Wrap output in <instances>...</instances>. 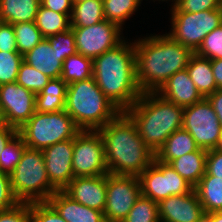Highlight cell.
I'll list each match as a JSON object with an SVG mask.
<instances>
[{"label": "cell", "mask_w": 222, "mask_h": 222, "mask_svg": "<svg viewBox=\"0 0 222 222\" xmlns=\"http://www.w3.org/2000/svg\"><path fill=\"white\" fill-rule=\"evenodd\" d=\"M211 67L217 89H222V59L211 60Z\"/></svg>", "instance_id": "7dc6e473"}, {"label": "cell", "mask_w": 222, "mask_h": 222, "mask_svg": "<svg viewBox=\"0 0 222 222\" xmlns=\"http://www.w3.org/2000/svg\"><path fill=\"white\" fill-rule=\"evenodd\" d=\"M139 180L142 195L157 203L169 196L183 195L194 190L169 164L155 158L139 175Z\"/></svg>", "instance_id": "9c48e42d"}, {"label": "cell", "mask_w": 222, "mask_h": 222, "mask_svg": "<svg viewBox=\"0 0 222 222\" xmlns=\"http://www.w3.org/2000/svg\"><path fill=\"white\" fill-rule=\"evenodd\" d=\"M30 221L66 222L48 201L30 203Z\"/></svg>", "instance_id": "74e56055"}, {"label": "cell", "mask_w": 222, "mask_h": 222, "mask_svg": "<svg viewBox=\"0 0 222 222\" xmlns=\"http://www.w3.org/2000/svg\"><path fill=\"white\" fill-rule=\"evenodd\" d=\"M204 222H222V211L205 214Z\"/></svg>", "instance_id": "c3c4849f"}, {"label": "cell", "mask_w": 222, "mask_h": 222, "mask_svg": "<svg viewBox=\"0 0 222 222\" xmlns=\"http://www.w3.org/2000/svg\"><path fill=\"white\" fill-rule=\"evenodd\" d=\"M121 222H160L157 202L141 194Z\"/></svg>", "instance_id": "d6a6232c"}, {"label": "cell", "mask_w": 222, "mask_h": 222, "mask_svg": "<svg viewBox=\"0 0 222 222\" xmlns=\"http://www.w3.org/2000/svg\"><path fill=\"white\" fill-rule=\"evenodd\" d=\"M219 10L221 11V14H222V0H220L219 2Z\"/></svg>", "instance_id": "f5cc1de1"}, {"label": "cell", "mask_w": 222, "mask_h": 222, "mask_svg": "<svg viewBox=\"0 0 222 222\" xmlns=\"http://www.w3.org/2000/svg\"><path fill=\"white\" fill-rule=\"evenodd\" d=\"M123 40L116 47L93 59V77L109 101L121 112L141 96L136 79L134 42Z\"/></svg>", "instance_id": "7a4b0ae2"}, {"label": "cell", "mask_w": 222, "mask_h": 222, "mask_svg": "<svg viewBox=\"0 0 222 222\" xmlns=\"http://www.w3.org/2000/svg\"><path fill=\"white\" fill-rule=\"evenodd\" d=\"M104 18L118 24L121 28L138 9L142 0H102Z\"/></svg>", "instance_id": "f546056e"}, {"label": "cell", "mask_w": 222, "mask_h": 222, "mask_svg": "<svg viewBox=\"0 0 222 222\" xmlns=\"http://www.w3.org/2000/svg\"><path fill=\"white\" fill-rule=\"evenodd\" d=\"M215 150L222 152V130H221V135L219 137L218 144L215 147Z\"/></svg>", "instance_id": "681fc988"}, {"label": "cell", "mask_w": 222, "mask_h": 222, "mask_svg": "<svg viewBox=\"0 0 222 222\" xmlns=\"http://www.w3.org/2000/svg\"><path fill=\"white\" fill-rule=\"evenodd\" d=\"M50 80L51 78L23 61L20 64L16 82L24 88L37 94L41 92V90Z\"/></svg>", "instance_id": "836d02e7"}, {"label": "cell", "mask_w": 222, "mask_h": 222, "mask_svg": "<svg viewBox=\"0 0 222 222\" xmlns=\"http://www.w3.org/2000/svg\"><path fill=\"white\" fill-rule=\"evenodd\" d=\"M206 99L214 109L222 127V89H217L214 93L207 96Z\"/></svg>", "instance_id": "f6af8a7d"}, {"label": "cell", "mask_w": 222, "mask_h": 222, "mask_svg": "<svg viewBox=\"0 0 222 222\" xmlns=\"http://www.w3.org/2000/svg\"><path fill=\"white\" fill-rule=\"evenodd\" d=\"M183 109L156 92H147L125 113L135 123L144 144L155 154L174 131L182 128Z\"/></svg>", "instance_id": "277c9868"}, {"label": "cell", "mask_w": 222, "mask_h": 222, "mask_svg": "<svg viewBox=\"0 0 222 222\" xmlns=\"http://www.w3.org/2000/svg\"><path fill=\"white\" fill-rule=\"evenodd\" d=\"M72 168L74 177L108 174L105 145L99 131L81 130L74 137Z\"/></svg>", "instance_id": "30bf717a"}, {"label": "cell", "mask_w": 222, "mask_h": 222, "mask_svg": "<svg viewBox=\"0 0 222 222\" xmlns=\"http://www.w3.org/2000/svg\"><path fill=\"white\" fill-rule=\"evenodd\" d=\"M48 39L53 50H55L64 60L69 56L78 53L75 44V35L72 28L57 33Z\"/></svg>", "instance_id": "8d00e7d4"}, {"label": "cell", "mask_w": 222, "mask_h": 222, "mask_svg": "<svg viewBox=\"0 0 222 222\" xmlns=\"http://www.w3.org/2000/svg\"><path fill=\"white\" fill-rule=\"evenodd\" d=\"M186 69L196 89L204 98L217 90L210 59L194 54Z\"/></svg>", "instance_id": "d4e9b609"}, {"label": "cell", "mask_w": 222, "mask_h": 222, "mask_svg": "<svg viewBox=\"0 0 222 222\" xmlns=\"http://www.w3.org/2000/svg\"><path fill=\"white\" fill-rule=\"evenodd\" d=\"M105 20L102 0L74 3L71 27H88Z\"/></svg>", "instance_id": "83f0119b"}, {"label": "cell", "mask_w": 222, "mask_h": 222, "mask_svg": "<svg viewBox=\"0 0 222 222\" xmlns=\"http://www.w3.org/2000/svg\"><path fill=\"white\" fill-rule=\"evenodd\" d=\"M23 55L18 51H0V85L16 82Z\"/></svg>", "instance_id": "e575fe53"}, {"label": "cell", "mask_w": 222, "mask_h": 222, "mask_svg": "<svg viewBox=\"0 0 222 222\" xmlns=\"http://www.w3.org/2000/svg\"><path fill=\"white\" fill-rule=\"evenodd\" d=\"M195 54L210 60L222 59V24L203 39Z\"/></svg>", "instance_id": "d590c367"}, {"label": "cell", "mask_w": 222, "mask_h": 222, "mask_svg": "<svg viewBox=\"0 0 222 222\" xmlns=\"http://www.w3.org/2000/svg\"><path fill=\"white\" fill-rule=\"evenodd\" d=\"M18 203L11 188L10 176L0 171V211L11 209Z\"/></svg>", "instance_id": "ab89813d"}, {"label": "cell", "mask_w": 222, "mask_h": 222, "mask_svg": "<svg viewBox=\"0 0 222 222\" xmlns=\"http://www.w3.org/2000/svg\"><path fill=\"white\" fill-rule=\"evenodd\" d=\"M23 61L51 79L61 77L64 59L53 50L48 38L23 55Z\"/></svg>", "instance_id": "ffe728a7"}, {"label": "cell", "mask_w": 222, "mask_h": 222, "mask_svg": "<svg viewBox=\"0 0 222 222\" xmlns=\"http://www.w3.org/2000/svg\"><path fill=\"white\" fill-rule=\"evenodd\" d=\"M157 204L160 222H204L205 212L195 190L169 196Z\"/></svg>", "instance_id": "2e32d148"}, {"label": "cell", "mask_w": 222, "mask_h": 222, "mask_svg": "<svg viewBox=\"0 0 222 222\" xmlns=\"http://www.w3.org/2000/svg\"><path fill=\"white\" fill-rule=\"evenodd\" d=\"M205 174L222 179V152L215 149L207 150Z\"/></svg>", "instance_id": "7bdbcfd3"}, {"label": "cell", "mask_w": 222, "mask_h": 222, "mask_svg": "<svg viewBox=\"0 0 222 222\" xmlns=\"http://www.w3.org/2000/svg\"><path fill=\"white\" fill-rule=\"evenodd\" d=\"M139 176L107 174L104 217L106 222H121L141 195Z\"/></svg>", "instance_id": "7c38bea8"}, {"label": "cell", "mask_w": 222, "mask_h": 222, "mask_svg": "<svg viewBox=\"0 0 222 222\" xmlns=\"http://www.w3.org/2000/svg\"><path fill=\"white\" fill-rule=\"evenodd\" d=\"M134 41L136 79L142 93L157 92L173 74L186 69L195 54L167 33Z\"/></svg>", "instance_id": "6da1fadb"}, {"label": "cell", "mask_w": 222, "mask_h": 222, "mask_svg": "<svg viewBox=\"0 0 222 222\" xmlns=\"http://www.w3.org/2000/svg\"><path fill=\"white\" fill-rule=\"evenodd\" d=\"M0 222H31L30 203L20 202L11 209L0 211Z\"/></svg>", "instance_id": "60d3db41"}, {"label": "cell", "mask_w": 222, "mask_h": 222, "mask_svg": "<svg viewBox=\"0 0 222 222\" xmlns=\"http://www.w3.org/2000/svg\"><path fill=\"white\" fill-rule=\"evenodd\" d=\"M205 214L222 211V179L204 174L194 187Z\"/></svg>", "instance_id": "484cf974"}, {"label": "cell", "mask_w": 222, "mask_h": 222, "mask_svg": "<svg viewBox=\"0 0 222 222\" xmlns=\"http://www.w3.org/2000/svg\"><path fill=\"white\" fill-rule=\"evenodd\" d=\"M174 6L179 11L198 13L206 10L219 9L220 0H174Z\"/></svg>", "instance_id": "f35d334b"}, {"label": "cell", "mask_w": 222, "mask_h": 222, "mask_svg": "<svg viewBox=\"0 0 222 222\" xmlns=\"http://www.w3.org/2000/svg\"><path fill=\"white\" fill-rule=\"evenodd\" d=\"M48 202L66 222H106L102 211L80 204L63 190H57Z\"/></svg>", "instance_id": "d6986e66"}, {"label": "cell", "mask_w": 222, "mask_h": 222, "mask_svg": "<svg viewBox=\"0 0 222 222\" xmlns=\"http://www.w3.org/2000/svg\"><path fill=\"white\" fill-rule=\"evenodd\" d=\"M73 148L74 139H69L42 150L47 176L57 190H63L74 178Z\"/></svg>", "instance_id": "9a60e30c"}, {"label": "cell", "mask_w": 222, "mask_h": 222, "mask_svg": "<svg viewBox=\"0 0 222 222\" xmlns=\"http://www.w3.org/2000/svg\"><path fill=\"white\" fill-rule=\"evenodd\" d=\"M80 131L72 117L65 110H60L52 113L35 111L18 133L27 148L43 150L58 142L74 139Z\"/></svg>", "instance_id": "52a82bcc"}, {"label": "cell", "mask_w": 222, "mask_h": 222, "mask_svg": "<svg viewBox=\"0 0 222 222\" xmlns=\"http://www.w3.org/2000/svg\"><path fill=\"white\" fill-rule=\"evenodd\" d=\"M172 6V28L167 34L194 53L202 44L203 39L222 24V14L219 9L189 13L179 11L174 5Z\"/></svg>", "instance_id": "ba28073f"}, {"label": "cell", "mask_w": 222, "mask_h": 222, "mask_svg": "<svg viewBox=\"0 0 222 222\" xmlns=\"http://www.w3.org/2000/svg\"><path fill=\"white\" fill-rule=\"evenodd\" d=\"M0 108L5 124L19 130L36 111V94L17 82L0 85Z\"/></svg>", "instance_id": "5bb4252c"}, {"label": "cell", "mask_w": 222, "mask_h": 222, "mask_svg": "<svg viewBox=\"0 0 222 222\" xmlns=\"http://www.w3.org/2000/svg\"><path fill=\"white\" fill-rule=\"evenodd\" d=\"M9 176L11 188L19 202L48 201L57 191L47 176L42 150L26 148Z\"/></svg>", "instance_id": "8992f818"}, {"label": "cell", "mask_w": 222, "mask_h": 222, "mask_svg": "<svg viewBox=\"0 0 222 222\" xmlns=\"http://www.w3.org/2000/svg\"><path fill=\"white\" fill-rule=\"evenodd\" d=\"M5 122H4V118H3V114H2V111H1V108H0V128L5 126Z\"/></svg>", "instance_id": "f907efd6"}, {"label": "cell", "mask_w": 222, "mask_h": 222, "mask_svg": "<svg viewBox=\"0 0 222 222\" xmlns=\"http://www.w3.org/2000/svg\"><path fill=\"white\" fill-rule=\"evenodd\" d=\"M40 5V0H0V20L12 25L34 22Z\"/></svg>", "instance_id": "cb8c5ba5"}, {"label": "cell", "mask_w": 222, "mask_h": 222, "mask_svg": "<svg viewBox=\"0 0 222 222\" xmlns=\"http://www.w3.org/2000/svg\"><path fill=\"white\" fill-rule=\"evenodd\" d=\"M34 22L43 38L52 37L71 28V18L67 14L54 12L41 5Z\"/></svg>", "instance_id": "4316f807"}, {"label": "cell", "mask_w": 222, "mask_h": 222, "mask_svg": "<svg viewBox=\"0 0 222 222\" xmlns=\"http://www.w3.org/2000/svg\"><path fill=\"white\" fill-rule=\"evenodd\" d=\"M65 111L85 131H98L121 112L97 86L94 77L68 84Z\"/></svg>", "instance_id": "5b68a950"}, {"label": "cell", "mask_w": 222, "mask_h": 222, "mask_svg": "<svg viewBox=\"0 0 222 222\" xmlns=\"http://www.w3.org/2000/svg\"><path fill=\"white\" fill-rule=\"evenodd\" d=\"M41 6L54 12L67 14L70 18L73 11L72 0H40Z\"/></svg>", "instance_id": "ee69618b"}, {"label": "cell", "mask_w": 222, "mask_h": 222, "mask_svg": "<svg viewBox=\"0 0 222 222\" xmlns=\"http://www.w3.org/2000/svg\"><path fill=\"white\" fill-rule=\"evenodd\" d=\"M71 28L75 35L77 52L92 60L107 50L116 47L124 39L120 36L122 35V28L118 24L107 20L88 27Z\"/></svg>", "instance_id": "4fadbf2b"}, {"label": "cell", "mask_w": 222, "mask_h": 222, "mask_svg": "<svg viewBox=\"0 0 222 222\" xmlns=\"http://www.w3.org/2000/svg\"><path fill=\"white\" fill-rule=\"evenodd\" d=\"M68 84L61 78L51 79L48 84L36 94V111L52 113L65 110Z\"/></svg>", "instance_id": "603a6c76"}, {"label": "cell", "mask_w": 222, "mask_h": 222, "mask_svg": "<svg viewBox=\"0 0 222 222\" xmlns=\"http://www.w3.org/2000/svg\"><path fill=\"white\" fill-rule=\"evenodd\" d=\"M207 150L198 148L196 151L172 160L169 165L193 187L205 174Z\"/></svg>", "instance_id": "7402d4cb"}, {"label": "cell", "mask_w": 222, "mask_h": 222, "mask_svg": "<svg viewBox=\"0 0 222 222\" xmlns=\"http://www.w3.org/2000/svg\"><path fill=\"white\" fill-rule=\"evenodd\" d=\"M18 133V129L5 125L0 128V155L9 141Z\"/></svg>", "instance_id": "bcb514c9"}, {"label": "cell", "mask_w": 222, "mask_h": 222, "mask_svg": "<svg viewBox=\"0 0 222 222\" xmlns=\"http://www.w3.org/2000/svg\"><path fill=\"white\" fill-rule=\"evenodd\" d=\"M98 131L104 141L110 174L139 176L153 162L155 154L144 144L135 123L125 112Z\"/></svg>", "instance_id": "3957f363"}, {"label": "cell", "mask_w": 222, "mask_h": 222, "mask_svg": "<svg viewBox=\"0 0 222 222\" xmlns=\"http://www.w3.org/2000/svg\"><path fill=\"white\" fill-rule=\"evenodd\" d=\"M93 77V60L79 53L66 58L62 65L61 79L71 84Z\"/></svg>", "instance_id": "f1b7e54d"}, {"label": "cell", "mask_w": 222, "mask_h": 222, "mask_svg": "<svg viewBox=\"0 0 222 222\" xmlns=\"http://www.w3.org/2000/svg\"><path fill=\"white\" fill-rule=\"evenodd\" d=\"M156 93L164 99L183 108L191 106L204 99L196 89L187 69L173 74Z\"/></svg>", "instance_id": "ac0fdd59"}, {"label": "cell", "mask_w": 222, "mask_h": 222, "mask_svg": "<svg viewBox=\"0 0 222 222\" xmlns=\"http://www.w3.org/2000/svg\"><path fill=\"white\" fill-rule=\"evenodd\" d=\"M202 149H215L221 135V124L209 101L204 98L183 109V125Z\"/></svg>", "instance_id": "8fae6325"}, {"label": "cell", "mask_w": 222, "mask_h": 222, "mask_svg": "<svg viewBox=\"0 0 222 222\" xmlns=\"http://www.w3.org/2000/svg\"><path fill=\"white\" fill-rule=\"evenodd\" d=\"M13 29L17 50L22 55H25L28 51L32 50L43 39L35 22L13 24Z\"/></svg>", "instance_id": "4dcf8cb0"}, {"label": "cell", "mask_w": 222, "mask_h": 222, "mask_svg": "<svg viewBox=\"0 0 222 222\" xmlns=\"http://www.w3.org/2000/svg\"><path fill=\"white\" fill-rule=\"evenodd\" d=\"M63 191L80 204L104 212L106 206L107 174L74 177Z\"/></svg>", "instance_id": "e0dca14e"}, {"label": "cell", "mask_w": 222, "mask_h": 222, "mask_svg": "<svg viewBox=\"0 0 222 222\" xmlns=\"http://www.w3.org/2000/svg\"><path fill=\"white\" fill-rule=\"evenodd\" d=\"M85 1H87V0H72L73 4H74V3L85 2Z\"/></svg>", "instance_id": "816d5d0a"}, {"label": "cell", "mask_w": 222, "mask_h": 222, "mask_svg": "<svg viewBox=\"0 0 222 222\" xmlns=\"http://www.w3.org/2000/svg\"><path fill=\"white\" fill-rule=\"evenodd\" d=\"M0 51H18L12 24L3 22L0 25Z\"/></svg>", "instance_id": "b9f144b4"}, {"label": "cell", "mask_w": 222, "mask_h": 222, "mask_svg": "<svg viewBox=\"0 0 222 222\" xmlns=\"http://www.w3.org/2000/svg\"><path fill=\"white\" fill-rule=\"evenodd\" d=\"M26 148L27 146L22 136L17 133L5 146L0 155V171L10 175L21 160Z\"/></svg>", "instance_id": "1f68e13d"}, {"label": "cell", "mask_w": 222, "mask_h": 222, "mask_svg": "<svg viewBox=\"0 0 222 222\" xmlns=\"http://www.w3.org/2000/svg\"><path fill=\"white\" fill-rule=\"evenodd\" d=\"M199 147L194 138L184 128L174 131L155 153V159L159 162L169 164L172 160L185 154L194 152Z\"/></svg>", "instance_id": "44dd1931"}]
</instances>
